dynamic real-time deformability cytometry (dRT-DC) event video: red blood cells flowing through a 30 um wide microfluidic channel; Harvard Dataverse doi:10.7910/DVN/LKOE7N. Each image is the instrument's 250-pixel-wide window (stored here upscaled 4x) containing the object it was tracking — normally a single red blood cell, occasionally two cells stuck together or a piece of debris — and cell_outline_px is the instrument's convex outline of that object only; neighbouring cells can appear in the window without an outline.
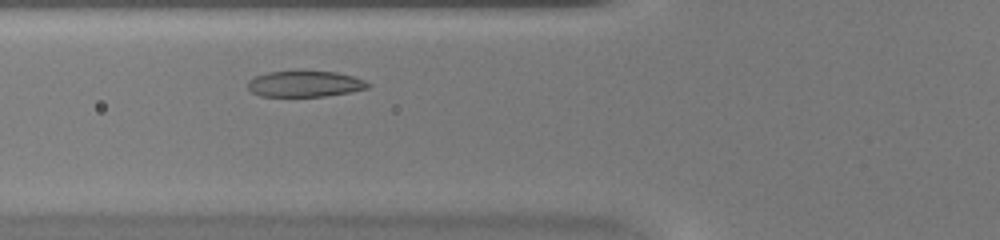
{"species": "common noctule bat (a hibernating species)", "species_latin": "Nyctalus noctula", "temperature_condition": "warm", "stored_images_in_passage": 28, "camera_frame_rate_fps": 3000, "um_per_image_px": 0.085, "animal": {"sex": "female", "body_mass_g": 20.0, "forearm_length_mm": 54.0}, "frame": {"image": 1, "passage_image": 6, "time_ms": 1.667, "image_size_px": [1000, 240], "cell_outline_px": [[372, 84], [368, 88], [348, 92], [324, 96], [260, 96], [252, 92], [248, 88], [248, 80], [256, 76], [268, 72], [336, 72], [352, 76], [364, 80]], "centroid_in_image_um": [25.91, 7.14], "position_along_channel_um": 99.9, "area_um2": 17.86}}
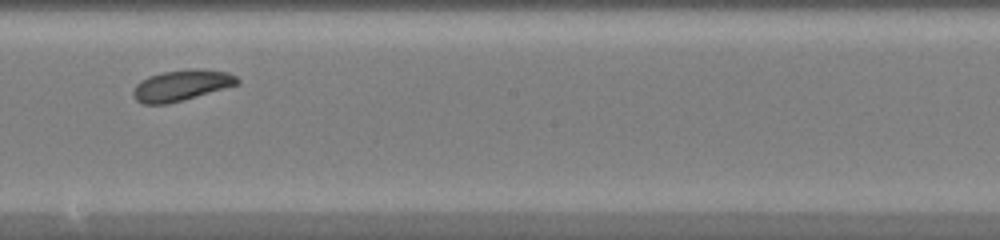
{"frame": {"image": 2, "passage_image": 15, "time_ms": 4.667, "image_size_px": [1000, 240], "cell_outline_px": [[240, 84], [180, 100], [164, 104], [144, 104], [136, 100], [132, 96], [132, 92], [136, 84], [140, 80], [148, 76], [160, 72], [192, 68], [200, 68], [228, 72], [236, 76], [240, 80]], "centroid_in_image_um": [15.41, 7.23], "position_along_channel_um": 232.8, "area_um2": 18.79}}
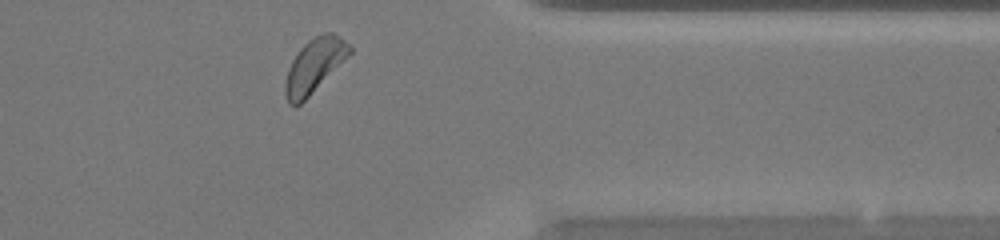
{"frame": {"image": 3, "passage_image": 26, "time_ms": 8.333, "image_size_px": [1000, 240], "cell_outline_px": [[352, 52], [300, 104], [288, 104], [284, 92], [284, 84], [288, 68], [292, 60], [300, 48], [308, 40], [324, 32], [332, 32], [344, 40], [352, 48]], "centroid_in_image_um": [26.69, 5.56], "position_along_channel_um": 384.7, "area_um2": 19.77}}